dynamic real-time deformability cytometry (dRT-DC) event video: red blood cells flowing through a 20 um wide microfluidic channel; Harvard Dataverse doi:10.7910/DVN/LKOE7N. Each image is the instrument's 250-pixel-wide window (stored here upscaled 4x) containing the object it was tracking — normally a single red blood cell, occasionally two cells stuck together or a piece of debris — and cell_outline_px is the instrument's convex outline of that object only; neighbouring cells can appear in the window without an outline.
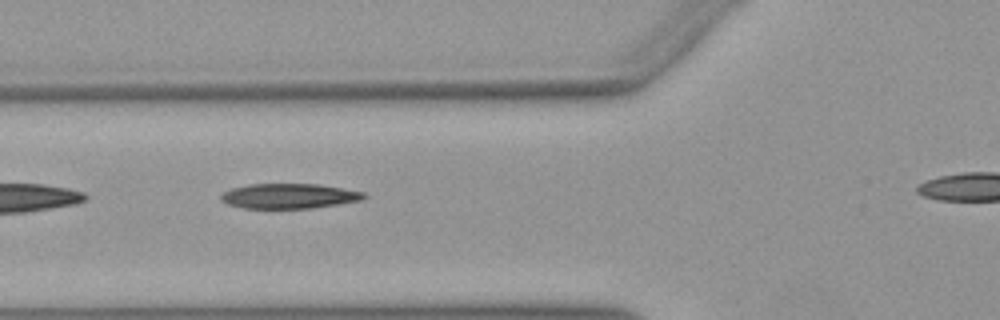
{"species": "Egyptian fruit bat (a non-hibernating species)", "species_latin": "Rousettus aegyptiacus", "temperature_condition": "warm", "stored_images_in_passage": 29, "camera_frame_rate_fps": 3000, "um_per_image_px": 0.085, "animal": {"sex": "female"}, "frame": {"image": 1, "passage_image": 3, "time_ms": 0.667, "image_size_px": [1000, 320], "cell_outline_px": [[368, 196], [364, 200], [340, 204], [312, 208], [244, 208], [228, 204], [220, 200], [220, 192], [232, 188], [248, 184], [320, 184], [364, 192]], "centroid_in_image_um": [24.58, 16.66], "position_along_channel_um": 101.2, "area_um2": 21.04}}
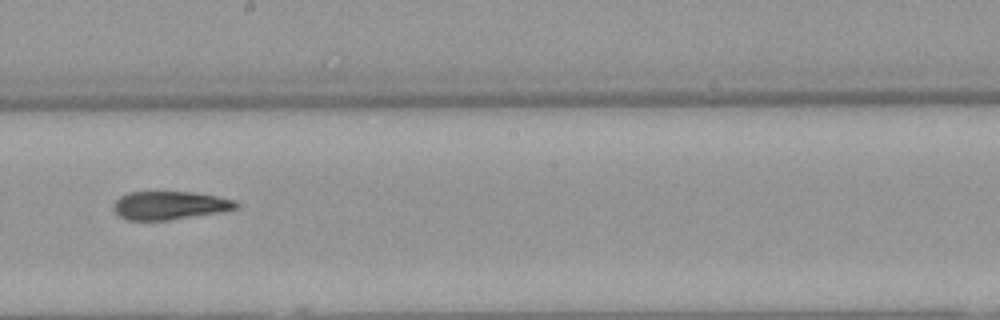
{"frame": {"image": 2, "passage_image": 13, "time_ms": 4.0, "image_size_px": [1000, 320], "cell_outline_px": [[240, 208], [224, 212], [168, 220], [128, 220], [120, 216], [112, 208], [112, 204], [120, 196], [128, 192], [192, 192], [216, 196], [236, 200], [240, 204]], "centroid_in_image_um": [14.47, 17.46], "position_along_channel_um": 233.7, "area_um2": 20.46}}
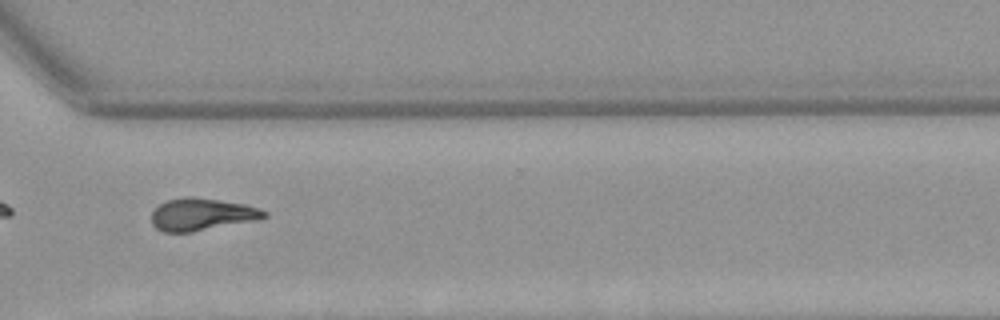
{"frame": {"image": 3, "passage_image": 22, "time_ms": 7.0, "image_size_px": [1000, 320], "cell_outline_px": [[268, 216], [260, 220], [192, 232], [164, 232], [156, 228], [152, 224], [152, 212], [160, 204], [168, 200], [184, 196], [192, 196], [244, 204], [268, 212]], "centroid_in_image_um": [17.17, 18.23], "position_along_channel_um": 353.4, "area_um2": 21.27}}